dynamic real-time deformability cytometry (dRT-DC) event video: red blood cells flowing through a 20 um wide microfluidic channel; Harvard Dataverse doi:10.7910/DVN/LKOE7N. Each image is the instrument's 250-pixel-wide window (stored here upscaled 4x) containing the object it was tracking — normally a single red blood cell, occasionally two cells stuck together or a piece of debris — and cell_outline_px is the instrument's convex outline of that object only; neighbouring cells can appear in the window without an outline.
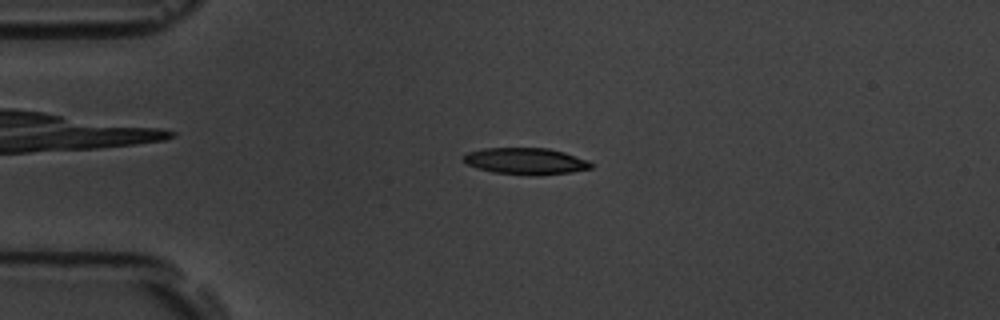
{"species": "common noctule bat (a hibernating species)", "species_latin": "Nyctalus noctula", "temperature_condition": "room temperature", "stored_images_in_passage": 53, "camera_frame_rate_fps": 3000, "um_per_image_px": 0.085, "animal": {"sex": "male", "body_mass_g": 19.5, "forearm_length_mm": 54.6}, "frame": {"image": 1, "passage_image": 12, "time_ms": 3.667, "image_size_px": [1000, 320], "cell_outline_px": [[596, 164], [592, 168], [572, 172], [540, 176], [532, 176], [492, 172], [476, 168], [468, 164], [464, 160], [464, 156], [468, 152], [484, 148], [548, 148], [564, 152], [588, 160]], "centroid_in_image_um": [44.74, 13.71], "position_along_channel_um": 40.3, "area_um2": 20.0}}
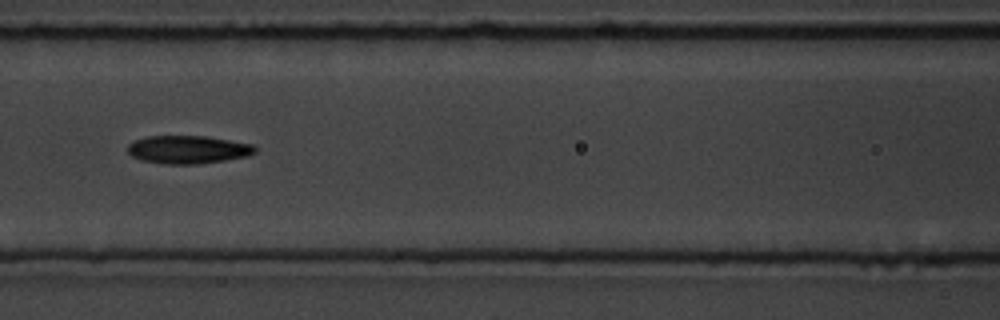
{"frame": {"image": 2, "passage_image": 23, "time_ms": 7.333, "image_size_px": [1000, 320], "cell_outline_px": [[256, 152], [248, 156], [200, 164], [164, 164], [140, 160], [132, 156], [128, 152], [128, 144], [136, 140], [148, 136], [204, 136], [252, 144], [256, 148]], "centroid_in_image_um": [15.97, 12.72], "position_along_channel_um": 150.6, "area_um2": 20.75}}
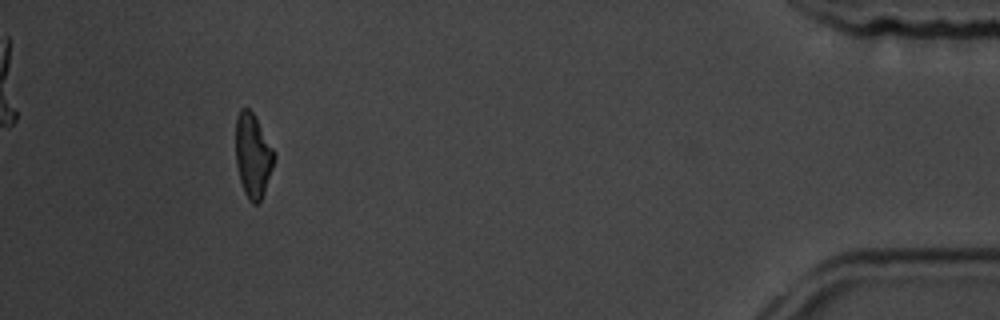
{"frame": {"image": 3, "passage_image": 49, "time_ms": 16.0, "image_size_px": [1000, 320], "cell_outline_px": [[276, 156], [264, 192], [260, 200], [256, 204], [252, 204], [248, 200], [244, 192], [240, 180], [236, 164], [236, 116], [240, 108], [248, 108], [252, 112], [276, 152]], "centroid_in_image_um": [21.49, 13.22], "position_along_channel_um": 413.7, "area_um2": 18.79}, "authors_computed_cell_mechanics": {"area_um2": 19.9988, "velocity_mm_per_s": 3.7864, "shape_relaxation_time_tau1_ms": 4.8281, "shape_relaxation_time_tau2_ms": 4.2233, "deformation_change_tau1": 0.1592, "deformation_change_tau2": 0.1387}}